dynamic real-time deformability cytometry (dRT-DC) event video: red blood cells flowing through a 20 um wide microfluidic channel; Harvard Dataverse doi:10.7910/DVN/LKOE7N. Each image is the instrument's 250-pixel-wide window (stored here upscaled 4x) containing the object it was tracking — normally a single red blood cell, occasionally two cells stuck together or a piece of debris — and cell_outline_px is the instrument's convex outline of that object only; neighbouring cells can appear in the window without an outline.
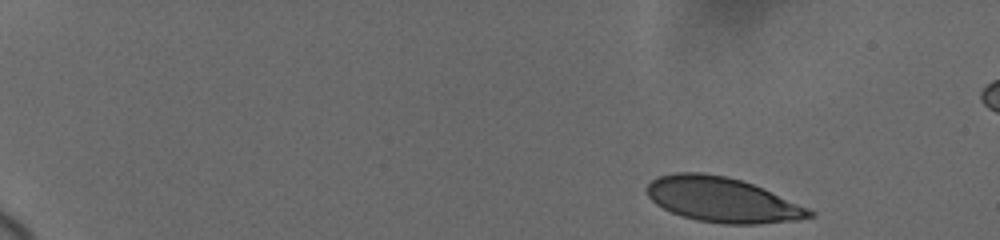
{"species": "human", "species_latin": "Homo sapiens", "temperature_condition": "cold", "stored_images_in_passage": 7, "camera_frame_rate_fps": 3000, "um_per_image_px": 0.085, "donor": {"sex": "female"}, "frame": {"image": 1, "passage_image": 1, "time_ms": 0.0, "image_size_px": [1000, 240], "cell_outline_px": [[816, 216], [796, 220], [756, 224], [724, 224], [696, 220], [672, 212], [656, 204], [648, 196], [644, 188], [656, 176], [672, 172], [700, 172], [724, 176], [740, 180], [752, 184], [808, 208], [816, 212]], "centroid_in_image_um": [61.35, 16.97], "position_along_channel_um": 23.6, "area_um2": 42.31}}
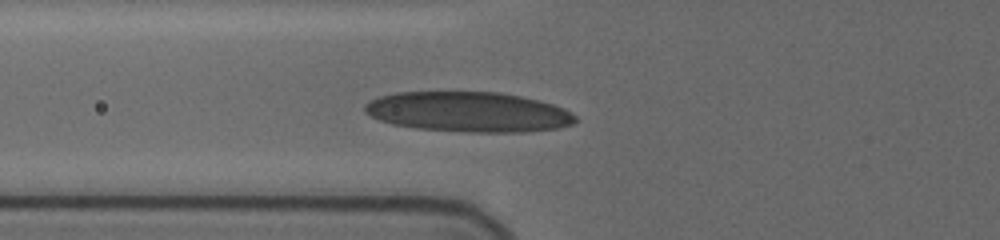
{"frame": {"image": 2, "passage_image": 7, "time_ms": 5.667, "image_size_px": [1000, 240], "cell_outline_px": [[576, 120], [572, 124], [560, 128], [524, 132], [464, 132], [416, 128], [392, 124], [380, 120], [364, 112], [364, 104], [380, 96], [396, 92], [500, 92], [520, 96], [552, 104], [564, 108], [576, 116]], "centroid_in_image_um": [39.81, 9.52], "position_along_channel_um": 86.0, "area_um2": 49.25}}